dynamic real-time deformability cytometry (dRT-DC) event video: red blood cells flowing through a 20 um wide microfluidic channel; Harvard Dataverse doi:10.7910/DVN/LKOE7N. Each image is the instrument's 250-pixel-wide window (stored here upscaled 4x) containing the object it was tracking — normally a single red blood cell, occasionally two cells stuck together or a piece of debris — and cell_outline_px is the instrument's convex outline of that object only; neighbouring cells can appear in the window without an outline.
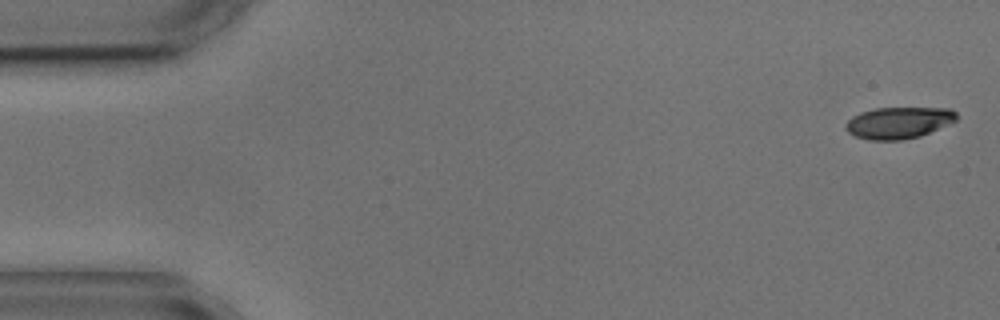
{"species": "common noctule bat (a hibernating species)", "species_latin": "Nyctalus noctula", "temperature_condition": "cold", "stored_images_in_passage": 4, "camera_frame_rate_fps": 3000, "um_per_image_px": 0.085, "animal": {"sex": "male", "body_mass_g": 17.9, "forearm_length_mm": 54.2}, "frame": {"image": 1, "passage_image": 1, "time_ms": 0.0, "image_size_px": [1000, 320], "cell_outline_px": [[956, 120], [948, 124], [920, 136], [900, 140], [868, 140], [856, 136], [848, 132], [844, 128], [844, 124], [852, 116], [860, 112], [876, 108], [952, 108], [956, 112]], "centroid_in_image_um": [76.35, 10.43], "position_along_channel_um": 8.7, "area_um2": 20.4}}
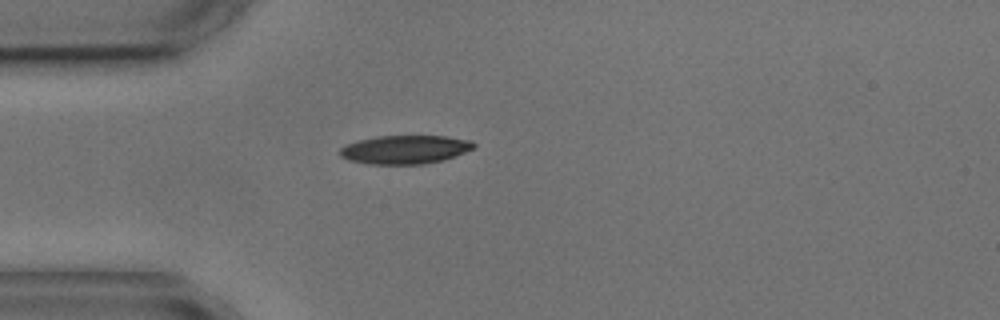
{"frame": {"image": 2, "passage_image": 4, "time_ms": 4.333, "image_size_px": [1000, 320], "cell_outline_px": [[476, 148], [456, 156], [444, 160], [424, 164], [368, 164], [348, 160], [340, 156], [340, 148], [344, 144], [376, 136], [448, 136], [472, 140], [476, 144]], "centroid_in_image_um": [34.46, 12.71], "position_along_channel_um": 50.5, "area_um2": 22.6}}